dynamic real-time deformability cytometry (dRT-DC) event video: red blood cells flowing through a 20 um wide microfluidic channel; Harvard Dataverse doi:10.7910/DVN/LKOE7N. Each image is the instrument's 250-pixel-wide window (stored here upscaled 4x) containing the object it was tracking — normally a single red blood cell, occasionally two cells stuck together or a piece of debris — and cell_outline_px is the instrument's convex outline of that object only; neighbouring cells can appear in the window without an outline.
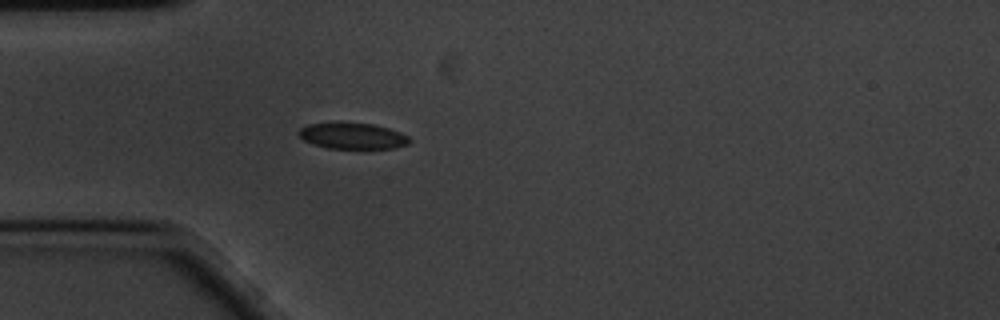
{"species": "common noctule bat (a hibernating species)", "species_latin": "Nyctalus noctula", "temperature_condition": "cold", "stored_images_in_passage": 44, "camera_frame_rate_fps": 3000, "um_per_image_px": 0.085, "animal": {"sex": "male", "body_mass_g": 20.1, "forearm_length_mm": 53.5}, "frame": {"image": 1, "passage_image": 1, "time_ms": 0.0, "image_size_px": [1000, 320], "cell_outline_px": [[412, 140], [408, 144], [396, 148], [328, 148], [304, 140], [296, 132], [300, 128], [308, 124], [372, 124], [388, 128], [400, 132], [408, 136]], "centroid_in_image_um": [30.01, 11.57], "position_along_channel_um": 55.0, "area_um2": 16.36}}
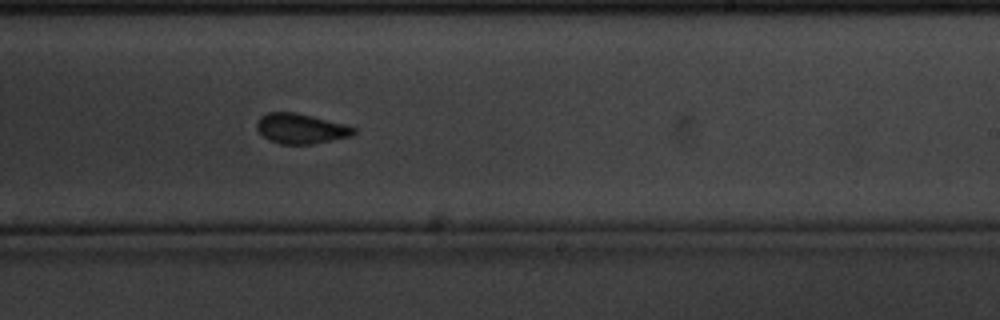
{"frame": {"image": 2, "passage_image": 20, "time_ms": 6.333, "image_size_px": [1000, 320], "cell_outline_px": [[356, 132], [352, 136], [312, 144], [280, 144], [268, 140], [256, 128], [256, 124], [268, 112], [296, 112], [348, 124], [356, 128]], "centroid_in_image_um": [25.63, 10.93], "position_along_channel_um": 263.4, "area_um2": 17.05}}
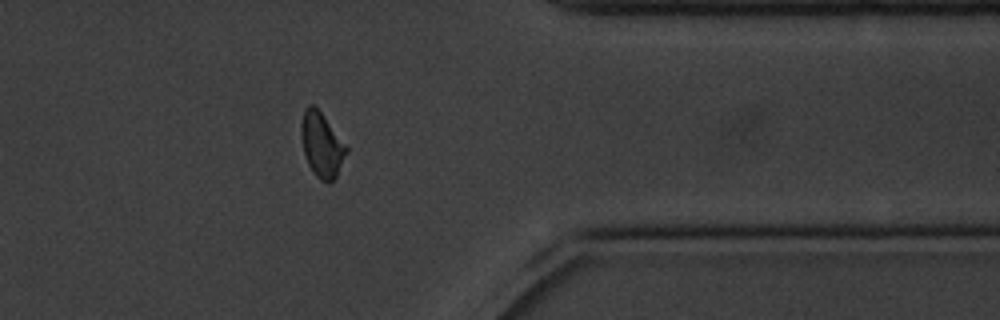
{"frame": {"image": 3, "passage_image": 32, "time_ms": 10.333, "image_size_px": [1000, 320], "cell_outline_px": [[348, 152], [336, 176], [328, 184], [320, 180], [312, 172], [308, 164], [304, 152], [300, 136], [300, 124], [304, 108], [308, 104], [312, 104], [320, 112], [348, 148]], "centroid_in_image_um": [27.32, 12.32], "position_along_channel_um": 384.1, "area_um2": 16.94}, "authors_computed_cell_mechanics": {"area_um2": 16.8487, "velocity_mm_per_s": 3.3588, "shape_relaxation_time_tau1_ms": 3.6889, "shape_relaxation_time_tau2_ms": 0.7798, "deformation_change_tau1": 0.0794, "deformation_change_tau2": 0.0654}}